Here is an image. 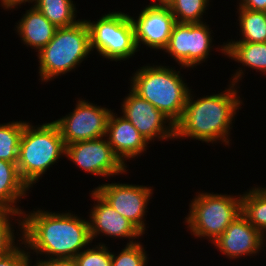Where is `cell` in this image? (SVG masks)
<instances>
[{
  "label": "cell",
  "instance_id": "obj_1",
  "mask_svg": "<svg viewBox=\"0 0 266 266\" xmlns=\"http://www.w3.org/2000/svg\"><path fill=\"white\" fill-rule=\"evenodd\" d=\"M17 221L22 232L20 241L27 250L49 258H75L92 242L89 220L70 212L53 213L39 209L28 214L23 212Z\"/></svg>",
  "mask_w": 266,
  "mask_h": 266
},
{
  "label": "cell",
  "instance_id": "obj_2",
  "mask_svg": "<svg viewBox=\"0 0 266 266\" xmlns=\"http://www.w3.org/2000/svg\"><path fill=\"white\" fill-rule=\"evenodd\" d=\"M242 74L243 70L237 71L223 93L193 100L190 91L182 117L175 124V139L190 137L206 143L221 140L229 145L230 126L242 103L235 88Z\"/></svg>",
  "mask_w": 266,
  "mask_h": 266
},
{
  "label": "cell",
  "instance_id": "obj_3",
  "mask_svg": "<svg viewBox=\"0 0 266 266\" xmlns=\"http://www.w3.org/2000/svg\"><path fill=\"white\" fill-rule=\"evenodd\" d=\"M131 90L149 101L175 125L182 117L190 90L180 71L166 66H143L131 77Z\"/></svg>",
  "mask_w": 266,
  "mask_h": 266
},
{
  "label": "cell",
  "instance_id": "obj_4",
  "mask_svg": "<svg viewBox=\"0 0 266 266\" xmlns=\"http://www.w3.org/2000/svg\"><path fill=\"white\" fill-rule=\"evenodd\" d=\"M66 154V145L54 122L38 127L26 123L21 135L17 167L22 180L28 185L38 181L47 169Z\"/></svg>",
  "mask_w": 266,
  "mask_h": 266
},
{
  "label": "cell",
  "instance_id": "obj_5",
  "mask_svg": "<svg viewBox=\"0 0 266 266\" xmlns=\"http://www.w3.org/2000/svg\"><path fill=\"white\" fill-rule=\"evenodd\" d=\"M90 51V32L85 19L57 28L53 39L38 52L41 82H48L75 69Z\"/></svg>",
  "mask_w": 266,
  "mask_h": 266
},
{
  "label": "cell",
  "instance_id": "obj_6",
  "mask_svg": "<svg viewBox=\"0 0 266 266\" xmlns=\"http://www.w3.org/2000/svg\"><path fill=\"white\" fill-rule=\"evenodd\" d=\"M191 202L185 223L192 235L206 237L211 243L241 214V194L234 197L199 192Z\"/></svg>",
  "mask_w": 266,
  "mask_h": 266
},
{
  "label": "cell",
  "instance_id": "obj_7",
  "mask_svg": "<svg viewBox=\"0 0 266 266\" xmlns=\"http://www.w3.org/2000/svg\"><path fill=\"white\" fill-rule=\"evenodd\" d=\"M90 49L97 50L110 61L127 60L138 51L131 16L122 12H109L96 22L87 21Z\"/></svg>",
  "mask_w": 266,
  "mask_h": 266
},
{
  "label": "cell",
  "instance_id": "obj_8",
  "mask_svg": "<svg viewBox=\"0 0 266 266\" xmlns=\"http://www.w3.org/2000/svg\"><path fill=\"white\" fill-rule=\"evenodd\" d=\"M212 39L209 25L207 26L206 22H176L164 51L169 53L181 65V68H193L208 58L210 48H212Z\"/></svg>",
  "mask_w": 266,
  "mask_h": 266
},
{
  "label": "cell",
  "instance_id": "obj_9",
  "mask_svg": "<svg viewBox=\"0 0 266 266\" xmlns=\"http://www.w3.org/2000/svg\"><path fill=\"white\" fill-rule=\"evenodd\" d=\"M70 114L53 121L59 128L65 145L105 137L111 109L78 100Z\"/></svg>",
  "mask_w": 266,
  "mask_h": 266
},
{
  "label": "cell",
  "instance_id": "obj_10",
  "mask_svg": "<svg viewBox=\"0 0 266 266\" xmlns=\"http://www.w3.org/2000/svg\"><path fill=\"white\" fill-rule=\"evenodd\" d=\"M103 138L66 145L65 156L85 172L96 176L125 173L127 166L115 155L107 138Z\"/></svg>",
  "mask_w": 266,
  "mask_h": 266
},
{
  "label": "cell",
  "instance_id": "obj_11",
  "mask_svg": "<svg viewBox=\"0 0 266 266\" xmlns=\"http://www.w3.org/2000/svg\"><path fill=\"white\" fill-rule=\"evenodd\" d=\"M120 215L131 221L143 234L146 226L144 217L153 189L147 186L111 183L94 189Z\"/></svg>",
  "mask_w": 266,
  "mask_h": 266
},
{
  "label": "cell",
  "instance_id": "obj_12",
  "mask_svg": "<svg viewBox=\"0 0 266 266\" xmlns=\"http://www.w3.org/2000/svg\"><path fill=\"white\" fill-rule=\"evenodd\" d=\"M121 108L122 116L128 119L147 141L154 142L156 138L161 140L175 138V125L172 121L132 90L124 98Z\"/></svg>",
  "mask_w": 266,
  "mask_h": 266
},
{
  "label": "cell",
  "instance_id": "obj_13",
  "mask_svg": "<svg viewBox=\"0 0 266 266\" xmlns=\"http://www.w3.org/2000/svg\"><path fill=\"white\" fill-rule=\"evenodd\" d=\"M137 48L142 44L164 50L169 42L175 17L166 5H147L138 18L131 17Z\"/></svg>",
  "mask_w": 266,
  "mask_h": 266
},
{
  "label": "cell",
  "instance_id": "obj_14",
  "mask_svg": "<svg viewBox=\"0 0 266 266\" xmlns=\"http://www.w3.org/2000/svg\"><path fill=\"white\" fill-rule=\"evenodd\" d=\"M264 235L241 213L214 242L215 247L230 259L252 256L264 249Z\"/></svg>",
  "mask_w": 266,
  "mask_h": 266
},
{
  "label": "cell",
  "instance_id": "obj_15",
  "mask_svg": "<svg viewBox=\"0 0 266 266\" xmlns=\"http://www.w3.org/2000/svg\"><path fill=\"white\" fill-rule=\"evenodd\" d=\"M91 195L97 202L89 215L91 240L93 241L96 236L98 237L99 234L103 233V235L110 237L129 238L127 244L138 242L134 239L139 238L143 233L131 221L120 215L95 190H92Z\"/></svg>",
  "mask_w": 266,
  "mask_h": 266
},
{
  "label": "cell",
  "instance_id": "obj_16",
  "mask_svg": "<svg viewBox=\"0 0 266 266\" xmlns=\"http://www.w3.org/2000/svg\"><path fill=\"white\" fill-rule=\"evenodd\" d=\"M108 143L115 155L123 164L126 160L135 158L146 151L149 142L142 136L137 128L124 116H117L111 111L106 135Z\"/></svg>",
  "mask_w": 266,
  "mask_h": 266
},
{
  "label": "cell",
  "instance_id": "obj_17",
  "mask_svg": "<svg viewBox=\"0 0 266 266\" xmlns=\"http://www.w3.org/2000/svg\"><path fill=\"white\" fill-rule=\"evenodd\" d=\"M16 31L24 45L30 46L39 52L54 37L57 27L52 24L35 6L26 11L18 21Z\"/></svg>",
  "mask_w": 266,
  "mask_h": 266
},
{
  "label": "cell",
  "instance_id": "obj_18",
  "mask_svg": "<svg viewBox=\"0 0 266 266\" xmlns=\"http://www.w3.org/2000/svg\"><path fill=\"white\" fill-rule=\"evenodd\" d=\"M28 185L20 177L17 164L0 160V209L22 214L15 204L26 196Z\"/></svg>",
  "mask_w": 266,
  "mask_h": 266
},
{
  "label": "cell",
  "instance_id": "obj_19",
  "mask_svg": "<svg viewBox=\"0 0 266 266\" xmlns=\"http://www.w3.org/2000/svg\"><path fill=\"white\" fill-rule=\"evenodd\" d=\"M220 51L242 66L253 68L266 74V42H228L223 43Z\"/></svg>",
  "mask_w": 266,
  "mask_h": 266
},
{
  "label": "cell",
  "instance_id": "obj_20",
  "mask_svg": "<svg viewBox=\"0 0 266 266\" xmlns=\"http://www.w3.org/2000/svg\"><path fill=\"white\" fill-rule=\"evenodd\" d=\"M241 213L266 235V187H255L241 195Z\"/></svg>",
  "mask_w": 266,
  "mask_h": 266
},
{
  "label": "cell",
  "instance_id": "obj_21",
  "mask_svg": "<svg viewBox=\"0 0 266 266\" xmlns=\"http://www.w3.org/2000/svg\"><path fill=\"white\" fill-rule=\"evenodd\" d=\"M30 2H34L33 6L57 28L68 27L80 21L75 19L77 11L72 0H30Z\"/></svg>",
  "mask_w": 266,
  "mask_h": 266
},
{
  "label": "cell",
  "instance_id": "obj_22",
  "mask_svg": "<svg viewBox=\"0 0 266 266\" xmlns=\"http://www.w3.org/2000/svg\"><path fill=\"white\" fill-rule=\"evenodd\" d=\"M240 32L242 39L232 42H266V12L238 7Z\"/></svg>",
  "mask_w": 266,
  "mask_h": 266
},
{
  "label": "cell",
  "instance_id": "obj_23",
  "mask_svg": "<svg viewBox=\"0 0 266 266\" xmlns=\"http://www.w3.org/2000/svg\"><path fill=\"white\" fill-rule=\"evenodd\" d=\"M26 123L13 121L0 124V160L17 164L19 143Z\"/></svg>",
  "mask_w": 266,
  "mask_h": 266
},
{
  "label": "cell",
  "instance_id": "obj_24",
  "mask_svg": "<svg viewBox=\"0 0 266 266\" xmlns=\"http://www.w3.org/2000/svg\"><path fill=\"white\" fill-rule=\"evenodd\" d=\"M209 0H170L166 5L178 23H201Z\"/></svg>",
  "mask_w": 266,
  "mask_h": 266
},
{
  "label": "cell",
  "instance_id": "obj_25",
  "mask_svg": "<svg viewBox=\"0 0 266 266\" xmlns=\"http://www.w3.org/2000/svg\"><path fill=\"white\" fill-rule=\"evenodd\" d=\"M147 258L146 251L139 241L126 244L117 256L111 252V266H146Z\"/></svg>",
  "mask_w": 266,
  "mask_h": 266
},
{
  "label": "cell",
  "instance_id": "obj_26",
  "mask_svg": "<svg viewBox=\"0 0 266 266\" xmlns=\"http://www.w3.org/2000/svg\"><path fill=\"white\" fill-rule=\"evenodd\" d=\"M77 266H111V252L105 244L99 243L95 248H87L76 257Z\"/></svg>",
  "mask_w": 266,
  "mask_h": 266
},
{
  "label": "cell",
  "instance_id": "obj_27",
  "mask_svg": "<svg viewBox=\"0 0 266 266\" xmlns=\"http://www.w3.org/2000/svg\"><path fill=\"white\" fill-rule=\"evenodd\" d=\"M19 216L22 218V214L16 213L10 210L0 209V257L6 255L12 251L16 245L13 225L10 224L12 216ZM13 229V230H12Z\"/></svg>",
  "mask_w": 266,
  "mask_h": 266
},
{
  "label": "cell",
  "instance_id": "obj_28",
  "mask_svg": "<svg viewBox=\"0 0 266 266\" xmlns=\"http://www.w3.org/2000/svg\"><path fill=\"white\" fill-rule=\"evenodd\" d=\"M30 260V252L17 245L12 251L0 257V266H31Z\"/></svg>",
  "mask_w": 266,
  "mask_h": 266
},
{
  "label": "cell",
  "instance_id": "obj_29",
  "mask_svg": "<svg viewBox=\"0 0 266 266\" xmlns=\"http://www.w3.org/2000/svg\"><path fill=\"white\" fill-rule=\"evenodd\" d=\"M33 266H77L75 258H48L37 260Z\"/></svg>",
  "mask_w": 266,
  "mask_h": 266
},
{
  "label": "cell",
  "instance_id": "obj_30",
  "mask_svg": "<svg viewBox=\"0 0 266 266\" xmlns=\"http://www.w3.org/2000/svg\"><path fill=\"white\" fill-rule=\"evenodd\" d=\"M239 7L266 12V0H240Z\"/></svg>",
  "mask_w": 266,
  "mask_h": 266
},
{
  "label": "cell",
  "instance_id": "obj_31",
  "mask_svg": "<svg viewBox=\"0 0 266 266\" xmlns=\"http://www.w3.org/2000/svg\"><path fill=\"white\" fill-rule=\"evenodd\" d=\"M4 9H13L20 6L22 3L30 2V0H0Z\"/></svg>",
  "mask_w": 266,
  "mask_h": 266
},
{
  "label": "cell",
  "instance_id": "obj_32",
  "mask_svg": "<svg viewBox=\"0 0 266 266\" xmlns=\"http://www.w3.org/2000/svg\"><path fill=\"white\" fill-rule=\"evenodd\" d=\"M170 0H155L151 1L152 5H167ZM156 2V3H155Z\"/></svg>",
  "mask_w": 266,
  "mask_h": 266
}]
</instances>
